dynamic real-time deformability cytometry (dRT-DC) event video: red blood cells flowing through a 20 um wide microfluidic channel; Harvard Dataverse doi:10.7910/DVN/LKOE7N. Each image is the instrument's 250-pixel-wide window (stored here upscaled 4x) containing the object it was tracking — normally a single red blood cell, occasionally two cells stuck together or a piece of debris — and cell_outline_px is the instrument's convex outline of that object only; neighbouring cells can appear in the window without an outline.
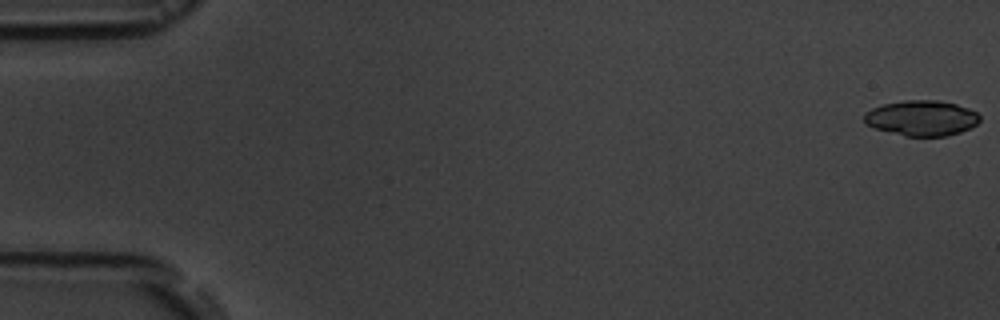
{"species": "common noctule bat (a hibernating species)", "species_latin": "Nyctalus noctula", "temperature_condition": "room temperature", "stored_images_in_passage": 7, "camera_frame_rate_fps": 3000, "um_per_image_px": 0.085, "animal": {"sex": "male", "body_mass_g": 19.5, "forearm_length_mm": 54.6}, "frame": {"image": 1, "passage_image": 1, "time_ms": 0.0, "image_size_px": [1000, 320], "cell_outline_px": [[980, 120], [976, 124], [960, 132], [948, 136], [904, 136], [872, 128], [864, 124], [864, 112], [872, 108], [884, 104], [904, 100], [936, 100], [956, 104], [968, 108], [976, 112], [980, 116]], "centroid_in_image_um": [78.29, 10.04], "position_along_channel_um": 6.7, "area_um2": 23.99}}
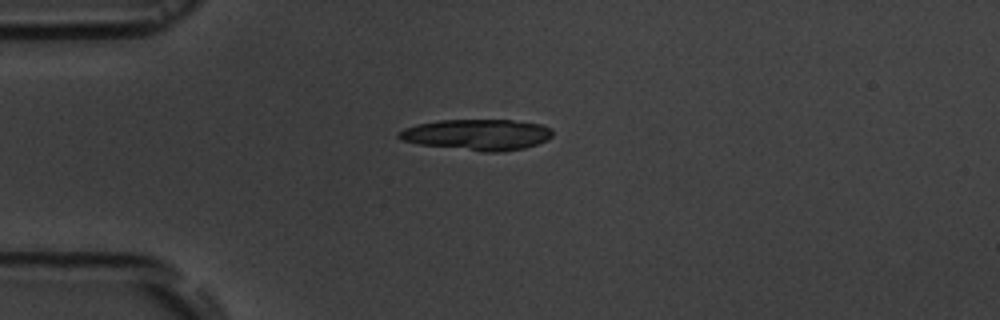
{"frame": {"image": 2, "passage_image": 5, "time_ms": 4.667, "image_size_px": [1000, 320], "cell_outline_px": [[552, 136], [548, 140], [524, 148], [500, 152], [480, 152], [420, 144], [400, 140], [396, 136], [396, 132], [404, 128], [416, 124], [440, 120], [512, 120], [540, 124], [552, 128]], "centroid_in_image_um": [40.54, 11.45], "position_along_channel_um": 44.5, "area_um2": 27.98}}